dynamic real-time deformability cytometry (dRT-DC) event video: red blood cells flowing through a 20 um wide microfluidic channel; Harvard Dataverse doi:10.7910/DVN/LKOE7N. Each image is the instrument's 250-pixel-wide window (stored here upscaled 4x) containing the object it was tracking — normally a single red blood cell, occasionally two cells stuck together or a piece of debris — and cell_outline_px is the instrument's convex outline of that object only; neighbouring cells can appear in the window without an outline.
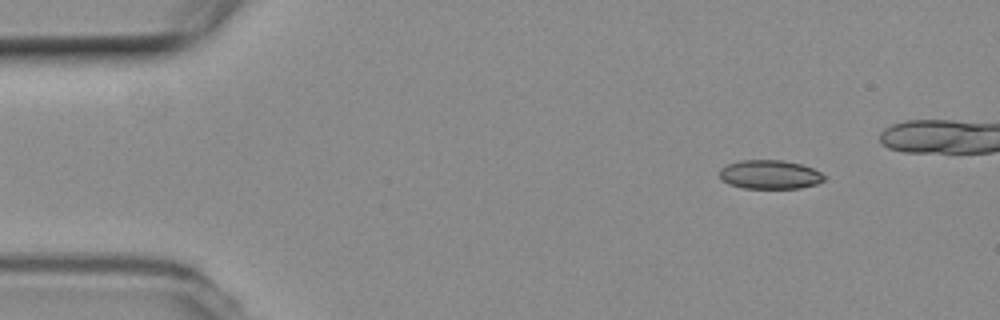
{"species": "common noctule bat (a hibernating species)", "species_latin": "Nyctalus noctula", "temperature_condition": "room temperature", "stored_images_in_passage": 19, "camera_frame_rate_fps": 3000, "um_per_image_px": 0.085, "animal": {"sex": "female", "body_mass_g": 19.3, "forearm_length_mm": 54.1}, "frame": {"image": 1, "passage_image": 6, "time_ms": 1.667, "image_size_px": [1000, 320], "cell_outline_px": [[824, 180], [816, 184], [800, 188], [744, 188], [728, 184], [720, 180], [720, 168], [728, 164], [740, 160], [780, 160], [800, 164], [812, 168], [820, 172], [824, 176]], "centroid_in_image_um": [65.4, 14.84], "position_along_channel_um": 19.6, "area_um2": 17.57}}
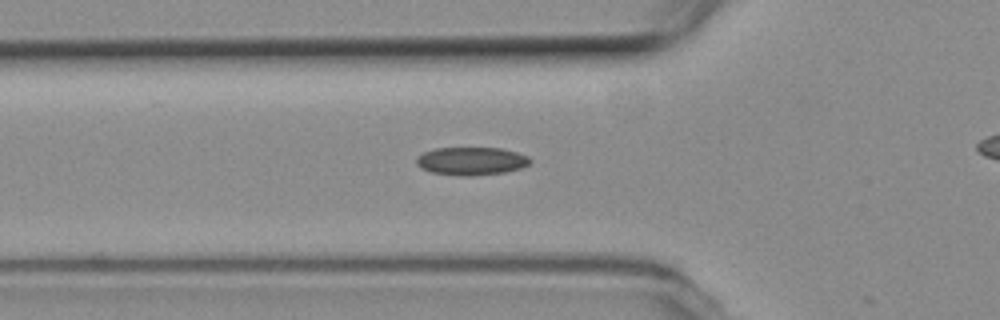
{"frame": {"image": 2, "passage_image": 18, "time_ms": 5.667, "image_size_px": [1000, 320], "cell_outline_px": [[532, 160], [528, 164], [520, 168], [504, 172], [472, 176], [464, 176], [432, 172], [420, 168], [416, 164], [416, 156], [424, 152], [436, 148], [500, 148], [516, 152], [528, 156]], "centroid_in_image_um": [40.04, 13.69], "position_along_channel_um": 85.8, "area_um2": 18.5}}